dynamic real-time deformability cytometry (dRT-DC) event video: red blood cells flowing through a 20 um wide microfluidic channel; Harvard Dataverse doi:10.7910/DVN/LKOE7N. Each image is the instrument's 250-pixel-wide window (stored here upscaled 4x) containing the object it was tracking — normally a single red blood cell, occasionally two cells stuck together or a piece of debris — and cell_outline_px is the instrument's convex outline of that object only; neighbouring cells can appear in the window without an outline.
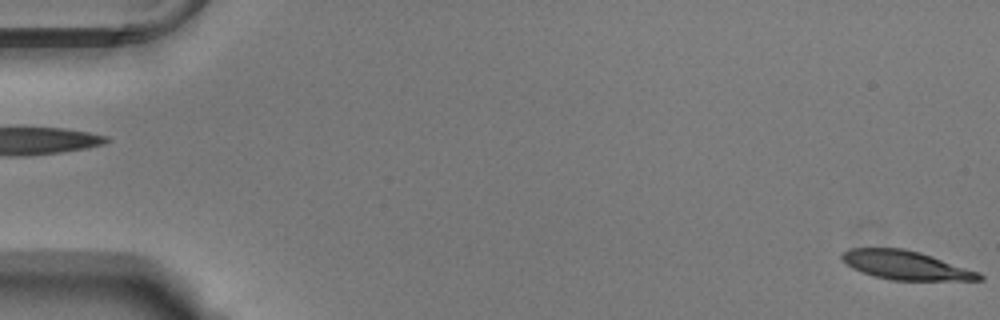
{"species": "Egyptian fruit bat (a non-hibernating species)", "species_latin": "Rousettus aegyptiacus", "temperature_condition": "warm", "stored_images_in_passage": 17, "camera_frame_rate_fps": 3000, "um_per_image_px": 0.085, "animal": {"sex": "male"}, "frame": {"image": 1, "passage_image": 1, "time_ms": 0.0, "image_size_px": [1000, 320], "cell_outline_px": [[984, 280], [892, 280], [872, 276], [860, 272], [852, 268], [840, 256], [840, 252], [848, 248], [904, 248], [920, 252], [980, 272], [984, 276]], "centroid_in_image_um": [76.97, 22.54], "position_along_channel_um": 8.0, "area_um2": 23.18}}